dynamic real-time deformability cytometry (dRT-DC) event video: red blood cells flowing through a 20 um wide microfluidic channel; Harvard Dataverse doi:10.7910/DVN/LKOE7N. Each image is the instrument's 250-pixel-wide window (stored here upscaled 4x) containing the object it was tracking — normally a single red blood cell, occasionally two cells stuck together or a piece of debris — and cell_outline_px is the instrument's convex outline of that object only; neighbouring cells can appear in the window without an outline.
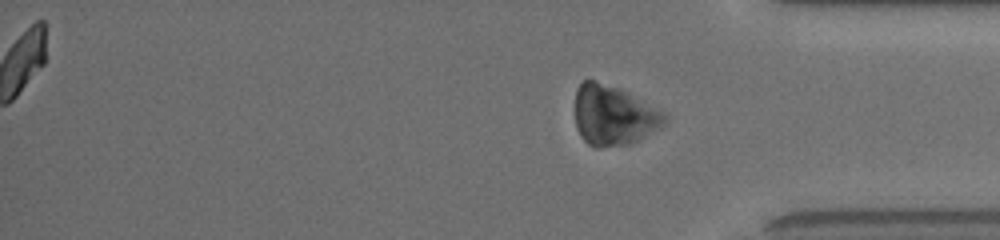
{"species": "common noctule bat (a hibernating species)", "species_latin": "Nyctalus noctula", "temperature_condition": "room temperature", "stored_images_in_passage": 14, "segment_of_instrument_passage": [2, 2], "camera_frame_rate_fps": 3000, "um_per_image_px": 0.085, "animal": {"sex": "female", "body_mass_g": 19.5, "forearm_length_mm": 54.1}, "frame": {"image": 1, "passage_image": 14, "time_ms": 11.667, "image_size_px": [1000, 240], "cell_outline_px": [[668, 120], [660, 128], [640, 140], [632, 144], [600, 148], [596, 148], [588, 144], [580, 136], [576, 128], [576, 88], [584, 80], [592, 80], [628, 92], [664, 112], [668, 116]], "centroid_in_image_um": [52.17, 9.85], "position_along_channel_um": 383.0, "area_um2": 31.44}}